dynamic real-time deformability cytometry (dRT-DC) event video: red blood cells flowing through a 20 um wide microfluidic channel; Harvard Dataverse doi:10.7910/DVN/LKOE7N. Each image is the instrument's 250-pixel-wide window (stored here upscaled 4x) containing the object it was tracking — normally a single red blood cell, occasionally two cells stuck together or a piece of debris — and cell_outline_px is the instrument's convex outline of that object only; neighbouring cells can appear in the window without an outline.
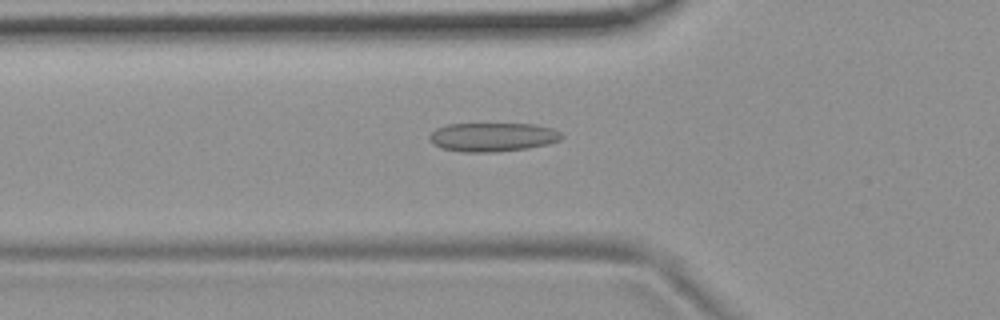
{"species": "common noctule bat (a hibernating species)", "species_latin": "Nyctalus noctula", "temperature_condition": "room temperature", "stored_images_in_passage": 41, "camera_frame_rate_fps": 3000, "um_per_image_px": 0.085, "animal": {"sex": "female", "body_mass_g": 19.9}, "frame": {"image": 1, "passage_image": 18, "time_ms": 5.667, "image_size_px": [1000, 320], "cell_outline_px": [[564, 136], [560, 140], [548, 144], [528, 148], [496, 152], [464, 152], [440, 148], [432, 144], [428, 140], [428, 136], [436, 128], [448, 124], [532, 124], [552, 128], [560, 132]], "centroid_in_image_um": [41.85, 11.65], "position_along_channel_um": 84.0, "area_um2": 22.37}}
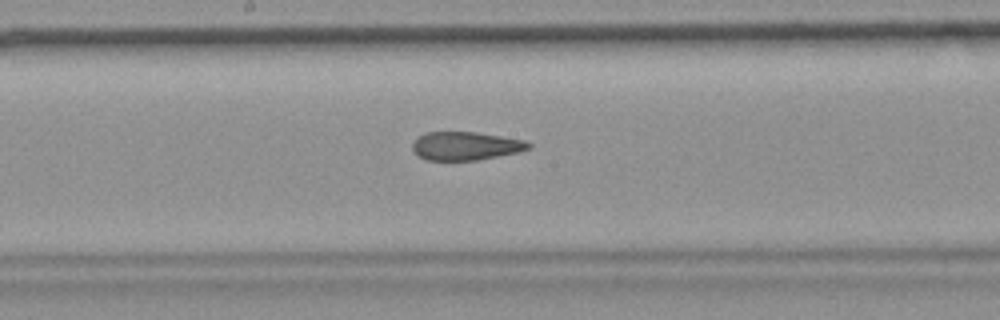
{"frame": {"image": 2, "passage_image": 28, "time_ms": 9.0, "image_size_px": [1000, 320], "cell_outline_px": [[532, 148], [520, 152], [476, 160], [424, 160], [416, 156], [412, 148], [412, 144], [420, 136], [428, 132], [476, 132], [524, 140], [532, 144]], "centroid_in_image_um": [39.59, 12.41], "position_along_channel_um": 208.6, "area_um2": 19.25}}
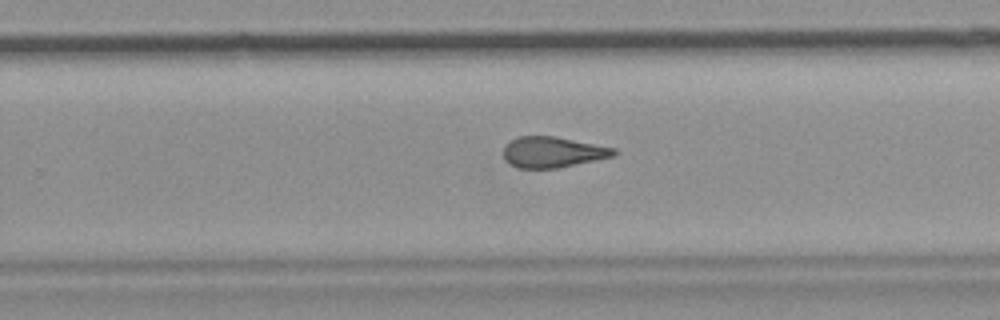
{"frame": {"image": 3, "passage_image": 34, "time_ms": 11.0, "image_size_px": [1000, 320], "cell_outline_px": [[620, 152], [616, 156], [556, 168], [516, 168], [504, 160], [504, 148], [516, 136], [556, 136], [616, 148]], "centroid_in_image_um": [47.02, 12.93], "position_along_channel_um": 282.8, "area_um2": 19.94}, "authors_computed_cell_mechanics": {"area_um2": 21.3282, "velocity_mm_per_s": 3.7259, "shape_relaxation_time_tau1_ms": null, "shape_relaxation_time_tau2_ms": 2.1341, "deformation_change_tau1": null, "deformation_change_tau2": 0.0939}}